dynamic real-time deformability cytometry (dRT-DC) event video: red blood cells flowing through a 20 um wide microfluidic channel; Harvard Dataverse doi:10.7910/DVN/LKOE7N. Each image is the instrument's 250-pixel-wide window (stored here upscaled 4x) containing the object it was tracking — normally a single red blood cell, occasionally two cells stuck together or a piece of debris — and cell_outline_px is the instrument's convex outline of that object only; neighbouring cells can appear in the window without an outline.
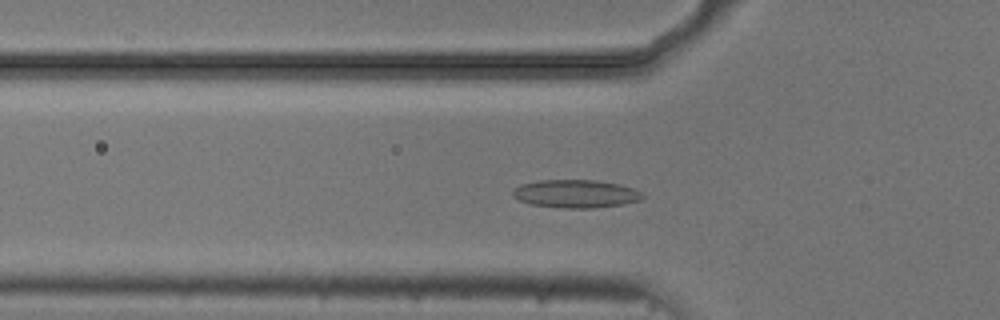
{"species": "common noctule bat (a hibernating species)", "species_latin": "Nyctalus noctula", "temperature_condition": "cold", "stored_images_in_passage": 55, "camera_frame_rate_fps": 3000, "um_per_image_px": 0.085, "animal": {"sex": "male", "body_mass_g": 20.5, "forearm_length_mm": 52.5}, "frame": {"image": 1, "passage_image": 18, "time_ms": 5.667, "image_size_px": [1000, 320], "cell_outline_px": [[644, 196], [640, 200], [624, 204], [592, 208], [564, 208], [532, 204], [520, 200], [512, 196], [512, 192], [520, 184], [540, 180], [596, 180], [620, 184], [636, 188]], "centroid_in_image_um": [48.97, 16.46], "position_along_channel_um": 76.8, "area_um2": 21.21}}
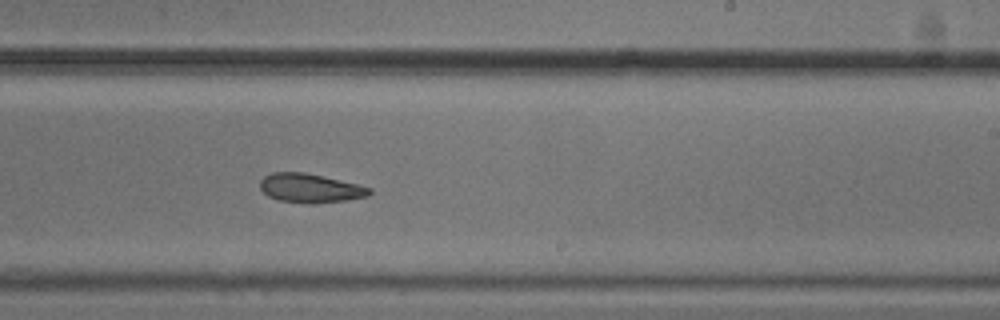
{"frame": {"image": 2, "passage_image": 33, "time_ms": 10.667, "image_size_px": [1000, 320], "cell_outline_px": [[372, 192], [368, 196], [344, 200], [316, 204], [308, 204], [276, 200], [268, 196], [260, 188], [260, 180], [264, 176], [272, 172], [304, 172], [356, 184], [372, 188]], "centroid_in_image_um": [26.33, 16.0], "position_along_channel_um": 262.7, "area_um2": 18.5}}
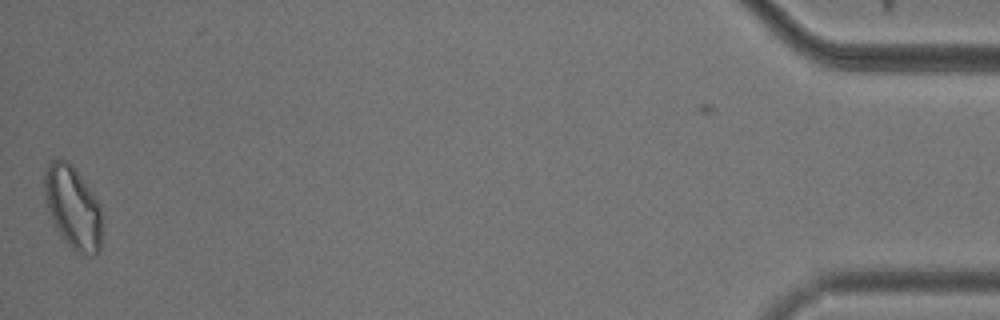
{"frame": {"image": 3, "passage_image": 54, "time_ms": 17.667, "image_size_px": [1000, 320], "cell_outline_px": [[100, 252], [96, 256], [84, 256], [76, 252], [60, 236], [52, 220], [44, 196], [44, 176], [48, 164], [52, 160], [68, 160], [72, 164], [84, 180], [100, 204]], "centroid_in_image_um": [6.19, 17.65], "position_along_channel_um": 429.0, "area_um2": 27.74}, "authors_computed_cell_mechanics": {"area_um2": 20.4612, "velocity_mm_per_s": 3.6994, "shape_relaxation_time_tau1_ms": 5.2817, "shape_relaxation_time_tau2_ms": 6.8374, "deformation_change_tau1": 0.1214, "deformation_change_tau2": 0.1437}}